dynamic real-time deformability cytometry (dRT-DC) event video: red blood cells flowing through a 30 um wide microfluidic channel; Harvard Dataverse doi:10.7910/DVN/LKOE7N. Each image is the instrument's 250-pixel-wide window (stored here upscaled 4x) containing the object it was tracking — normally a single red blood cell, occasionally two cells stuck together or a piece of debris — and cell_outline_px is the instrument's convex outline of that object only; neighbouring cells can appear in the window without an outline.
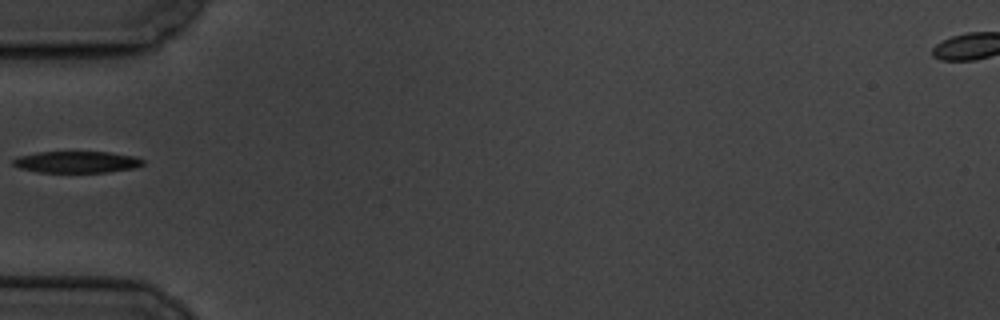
{"species": "common noctule bat (a hibernating species)", "species_latin": "Nyctalus noctula", "temperature_condition": "cold", "stored_images_in_passage": 15, "camera_frame_rate_fps": 3000, "um_per_image_px": 0.085, "animal": {"sex": "male", "body_mass_g": 19.5, "forearm_length_mm": 54.6}, "frame": {"image": 1, "passage_image": 5, "time_ms": 5.667, "image_size_px": [1000, 320], "cell_outline_px": [[144, 164], [132, 168], [108, 172], [36, 172], [20, 168], [12, 164], [12, 160], [16, 156], [36, 152], [108, 152], [132, 156], [144, 160]], "centroid_in_image_um": [6.45, 13.77], "position_along_channel_um": 78.5, "area_um2": 16.3}}
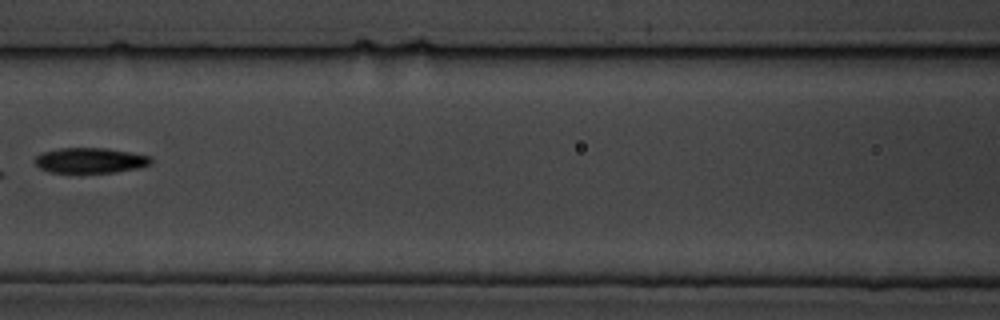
{"frame": {"image": 2, "passage_image": 7, "time_ms": 8.0, "image_size_px": [1000, 320], "cell_outline_px": [[152, 164], [136, 168], [116, 172], [48, 172], [40, 168], [32, 160], [40, 152], [60, 148], [104, 148], [152, 156]], "centroid_in_image_um": [7.63, 13.63], "position_along_channel_um": 159.0, "area_um2": 17.11}, "authors_computed_cell_mechanics": {"area_um2": 17.3978, "velocity_mm_per_s": 3.4465, "shape_relaxation_time_tau1_ms": 3.5952, "shape_relaxation_time_tau2_ms": null, "deformation_change_tau1": 0.1896, "deformation_change_tau2": null}}